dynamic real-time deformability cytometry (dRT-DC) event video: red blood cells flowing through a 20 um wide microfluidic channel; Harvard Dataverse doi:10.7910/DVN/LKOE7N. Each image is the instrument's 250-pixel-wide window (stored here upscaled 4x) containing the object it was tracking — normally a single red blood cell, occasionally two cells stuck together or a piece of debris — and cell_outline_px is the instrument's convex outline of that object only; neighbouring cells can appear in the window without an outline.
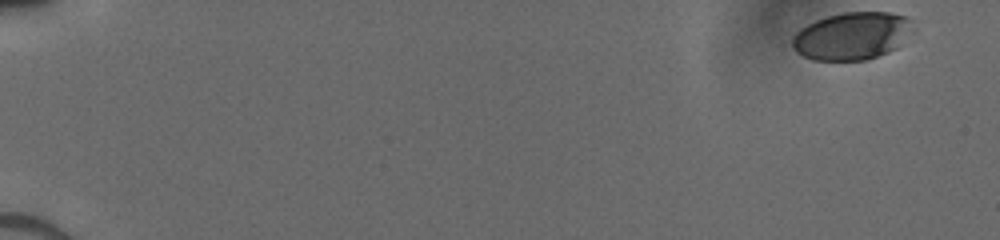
{"species": "human", "species_latin": "Homo sapiens", "temperature_condition": "cold", "stored_images_in_passage": 50, "camera_frame_rate_fps": 3000, "um_per_image_px": 0.085, "donor": {"sex": "male"}, "frame": {"image": 1, "passage_image": 1, "time_ms": 0.0, "image_size_px": [1000, 240], "cell_outline_px": [[916, 32], [896, 48], [888, 52], [864, 60], [812, 60], [796, 52], [792, 44], [792, 40], [796, 32], [808, 24], [816, 20], [828, 16], [844, 12], [892, 12], [908, 16], [912, 20], [916, 28]], "centroid_in_image_um": [72.51, 3.04], "position_along_channel_um": 12.5, "area_um2": 33.87}}
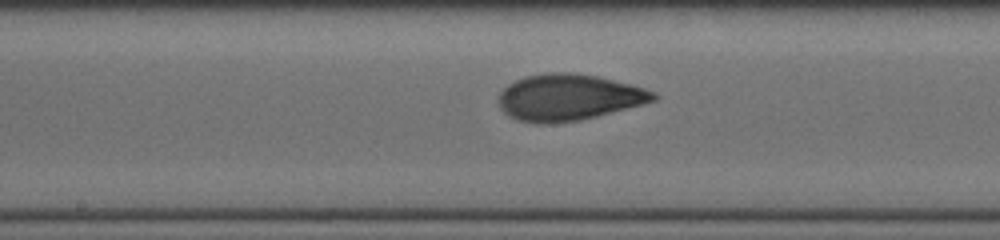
{"frame": {"image": 2, "passage_image": 28, "time_ms": 9.0, "image_size_px": [1000, 240], "cell_outline_px": [[660, 96], [656, 100], [576, 120], [544, 124], [520, 120], [508, 116], [500, 108], [500, 92], [508, 84], [524, 76], [548, 72], [572, 72], [596, 76], [644, 88], [656, 92]], "centroid_in_image_um": [48.3, 8.25], "position_along_channel_um": 199.9, "area_um2": 41.04}}
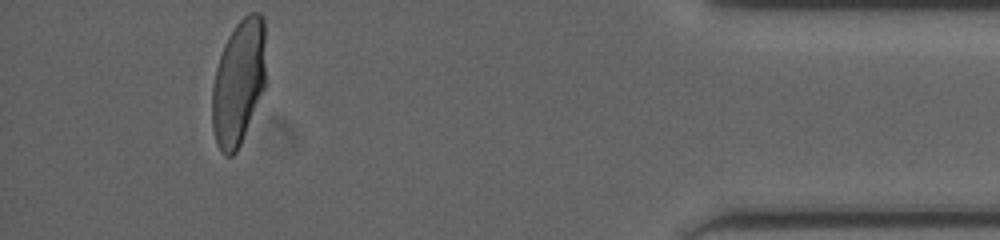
{"frame": {"image": 3, "passage_image": 47, "time_ms": 15.333, "image_size_px": [1000, 240], "cell_outline_px": [[264, 88], [240, 144], [236, 152], [232, 156], [224, 156], [220, 152], [216, 144], [212, 128], [212, 88], [216, 68], [224, 44], [228, 36], [236, 24], [248, 12], [260, 12], [264, 16]], "centroid_in_image_um": [20.25, 7.01], "position_along_channel_um": 414.9, "area_um2": 39.13}}